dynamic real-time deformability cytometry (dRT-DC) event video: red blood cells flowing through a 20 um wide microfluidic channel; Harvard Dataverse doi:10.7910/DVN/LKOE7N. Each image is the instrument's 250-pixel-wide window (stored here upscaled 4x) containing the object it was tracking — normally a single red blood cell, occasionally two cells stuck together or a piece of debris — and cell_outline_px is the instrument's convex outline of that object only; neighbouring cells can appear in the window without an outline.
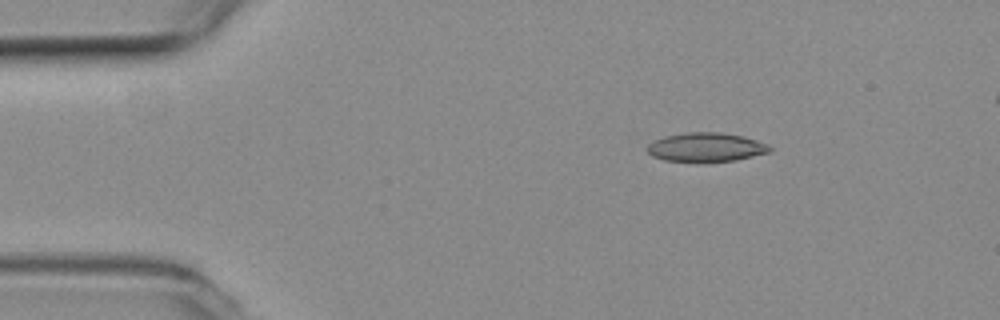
{"species": "common noctule bat (a hibernating species)", "species_latin": "Nyctalus noctula", "temperature_condition": "room temperature", "stored_images_in_passage": 5, "segment_of_instrument_passage": [1, 2], "camera_frame_rate_fps": 3000, "um_per_image_px": 0.085, "animal": {"sex": "female", "body_mass_g": 19.3, "forearm_length_mm": 54.1}, "frame": {"image": 1, "passage_image": 2, "time_ms": 0.333, "image_size_px": [1000, 320], "cell_outline_px": [[772, 152], [736, 160], [664, 160], [652, 156], [644, 148], [652, 140], [664, 136], [688, 132], [720, 132], [744, 136], [768, 144], [772, 148]], "centroid_in_image_um": [60.01, 12.48], "position_along_channel_um": 25.0, "area_um2": 20.52}}